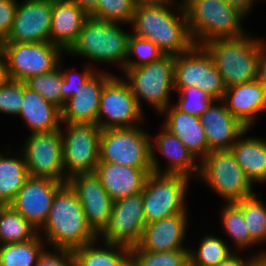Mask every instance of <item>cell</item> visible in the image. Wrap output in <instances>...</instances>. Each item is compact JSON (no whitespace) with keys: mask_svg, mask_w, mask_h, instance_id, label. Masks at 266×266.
I'll return each mask as SVG.
<instances>
[{"mask_svg":"<svg viewBox=\"0 0 266 266\" xmlns=\"http://www.w3.org/2000/svg\"><path fill=\"white\" fill-rule=\"evenodd\" d=\"M171 6L175 9L172 10ZM175 11H178L177 14ZM131 24V33L151 40L164 55L176 56L189 51L195 45L188 30L181 0L137 5Z\"/></svg>","mask_w":266,"mask_h":266,"instance_id":"1","label":"cell"},{"mask_svg":"<svg viewBox=\"0 0 266 266\" xmlns=\"http://www.w3.org/2000/svg\"><path fill=\"white\" fill-rule=\"evenodd\" d=\"M38 231L53 248L75 250L94 241L98 235L89 226L75 190L65 183L56 193L49 216ZM44 237V238H43Z\"/></svg>","mask_w":266,"mask_h":266,"instance_id":"2","label":"cell"},{"mask_svg":"<svg viewBox=\"0 0 266 266\" xmlns=\"http://www.w3.org/2000/svg\"><path fill=\"white\" fill-rule=\"evenodd\" d=\"M190 36L195 45L215 38H237L246 34V16L225 0H182Z\"/></svg>","mask_w":266,"mask_h":266,"instance_id":"3","label":"cell"},{"mask_svg":"<svg viewBox=\"0 0 266 266\" xmlns=\"http://www.w3.org/2000/svg\"><path fill=\"white\" fill-rule=\"evenodd\" d=\"M201 46L213 59L226 88L257 80L260 38L246 33L237 38H215Z\"/></svg>","mask_w":266,"mask_h":266,"instance_id":"4","label":"cell"},{"mask_svg":"<svg viewBox=\"0 0 266 266\" xmlns=\"http://www.w3.org/2000/svg\"><path fill=\"white\" fill-rule=\"evenodd\" d=\"M120 25L122 26L120 23L89 17L84 22L76 42L66 53L83 56L95 63H114L123 71L131 30L124 31Z\"/></svg>","mask_w":266,"mask_h":266,"instance_id":"5","label":"cell"},{"mask_svg":"<svg viewBox=\"0 0 266 266\" xmlns=\"http://www.w3.org/2000/svg\"><path fill=\"white\" fill-rule=\"evenodd\" d=\"M174 55H164L159 60L137 68H124L126 82L143 111L142 101L161 114L170 104L174 88Z\"/></svg>","mask_w":266,"mask_h":266,"instance_id":"6","label":"cell"},{"mask_svg":"<svg viewBox=\"0 0 266 266\" xmlns=\"http://www.w3.org/2000/svg\"><path fill=\"white\" fill-rule=\"evenodd\" d=\"M199 163L198 178L225 203L238 202L255 193L231 149L211 151Z\"/></svg>","mask_w":266,"mask_h":266,"instance_id":"7","label":"cell"},{"mask_svg":"<svg viewBox=\"0 0 266 266\" xmlns=\"http://www.w3.org/2000/svg\"><path fill=\"white\" fill-rule=\"evenodd\" d=\"M5 78L25 82L55 69L65 53L51 42L0 43Z\"/></svg>","mask_w":266,"mask_h":266,"instance_id":"8","label":"cell"},{"mask_svg":"<svg viewBox=\"0 0 266 266\" xmlns=\"http://www.w3.org/2000/svg\"><path fill=\"white\" fill-rule=\"evenodd\" d=\"M190 178L178 174L151 172L142 189L146 224L180 213H188L186 203Z\"/></svg>","mask_w":266,"mask_h":266,"instance_id":"9","label":"cell"},{"mask_svg":"<svg viewBox=\"0 0 266 266\" xmlns=\"http://www.w3.org/2000/svg\"><path fill=\"white\" fill-rule=\"evenodd\" d=\"M146 132L140 126L101 130L99 162L152 168L151 135Z\"/></svg>","mask_w":266,"mask_h":266,"instance_id":"10","label":"cell"},{"mask_svg":"<svg viewBox=\"0 0 266 266\" xmlns=\"http://www.w3.org/2000/svg\"><path fill=\"white\" fill-rule=\"evenodd\" d=\"M60 128L65 176L96 171L101 129L91 123H64ZM65 131V132H64Z\"/></svg>","mask_w":266,"mask_h":266,"instance_id":"11","label":"cell"},{"mask_svg":"<svg viewBox=\"0 0 266 266\" xmlns=\"http://www.w3.org/2000/svg\"><path fill=\"white\" fill-rule=\"evenodd\" d=\"M205 91L215 100H222L226 87L208 52L199 45L176 55L174 64V88L194 87Z\"/></svg>","mask_w":266,"mask_h":266,"instance_id":"12","label":"cell"},{"mask_svg":"<svg viewBox=\"0 0 266 266\" xmlns=\"http://www.w3.org/2000/svg\"><path fill=\"white\" fill-rule=\"evenodd\" d=\"M20 151L26 162L29 177L49 178L68 183L65 176L60 129L30 133Z\"/></svg>","mask_w":266,"mask_h":266,"instance_id":"13","label":"cell"},{"mask_svg":"<svg viewBox=\"0 0 266 266\" xmlns=\"http://www.w3.org/2000/svg\"><path fill=\"white\" fill-rule=\"evenodd\" d=\"M143 113L125 78L115 75L102 90L96 124L101 130L136 127Z\"/></svg>","mask_w":266,"mask_h":266,"instance_id":"14","label":"cell"},{"mask_svg":"<svg viewBox=\"0 0 266 266\" xmlns=\"http://www.w3.org/2000/svg\"><path fill=\"white\" fill-rule=\"evenodd\" d=\"M145 225L140 192L113 202L108 224L98 238L105 243L131 248L139 244Z\"/></svg>","mask_w":266,"mask_h":266,"instance_id":"15","label":"cell"},{"mask_svg":"<svg viewBox=\"0 0 266 266\" xmlns=\"http://www.w3.org/2000/svg\"><path fill=\"white\" fill-rule=\"evenodd\" d=\"M53 0L18 2L13 26L0 43L50 42Z\"/></svg>","mask_w":266,"mask_h":266,"instance_id":"16","label":"cell"},{"mask_svg":"<svg viewBox=\"0 0 266 266\" xmlns=\"http://www.w3.org/2000/svg\"><path fill=\"white\" fill-rule=\"evenodd\" d=\"M64 184L49 178L29 177L10 205L40 231L57 191Z\"/></svg>","mask_w":266,"mask_h":266,"instance_id":"17","label":"cell"},{"mask_svg":"<svg viewBox=\"0 0 266 266\" xmlns=\"http://www.w3.org/2000/svg\"><path fill=\"white\" fill-rule=\"evenodd\" d=\"M68 183L79 198L89 226L99 235L108 224L113 205L99 176L95 172L80 173L72 176Z\"/></svg>","mask_w":266,"mask_h":266,"instance_id":"18","label":"cell"},{"mask_svg":"<svg viewBox=\"0 0 266 266\" xmlns=\"http://www.w3.org/2000/svg\"><path fill=\"white\" fill-rule=\"evenodd\" d=\"M155 149L168 160L164 170L160 169L161 166ZM151 160L152 170L156 173L178 174L189 178L196 176L198 178L200 172V163H198L200 161L176 135L170 133L163 126L154 140L151 138Z\"/></svg>","mask_w":266,"mask_h":266,"instance_id":"19","label":"cell"},{"mask_svg":"<svg viewBox=\"0 0 266 266\" xmlns=\"http://www.w3.org/2000/svg\"><path fill=\"white\" fill-rule=\"evenodd\" d=\"M200 120L206 134L208 153L231 149L235 142L250 130L227 110L223 100H214L200 116Z\"/></svg>","mask_w":266,"mask_h":266,"instance_id":"20","label":"cell"},{"mask_svg":"<svg viewBox=\"0 0 266 266\" xmlns=\"http://www.w3.org/2000/svg\"><path fill=\"white\" fill-rule=\"evenodd\" d=\"M99 70L70 97L61 109L63 123H91L96 124L99 111L100 97L104 85L114 74Z\"/></svg>","mask_w":266,"mask_h":266,"instance_id":"21","label":"cell"},{"mask_svg":"<svg viewBox=\"0 0 266 266\" xmlns=\"http://www.w3.org/2000/svg\"><path fill=\"white\" fill-rule=\"evenodd\" d=\"M188 213H180L146 224L139 248L152 252L189 249L183 245L186 239Z\"/></svg>","mask_w":266,"mask_h":266,"instance_id":"22","label":"cell"},{"mask_svg":"<svg viewBox=\"0 0 266 266\" xmlns=\"http://www.w3.org/2000/svg\"><path fill=\"white\" fill-rule=\"evenodd\" d=\"M152 168H132L115 163L99 162L95 173L113 202L142 192Z\"/></svg>","mask_w":266,"mask_h":266,"instance_id":"23","label":"cell"},{"mask_svg":"<svg viewBox=\"0 0 266 266\" xmlns=\"http://www.w3.org/2000/svg\"><path fill=\"white\" fill-rule=\"evenodd\" d=\"M222 100L227 110L249 129L258 115L266 113V92L257 80L226 88Z\"/></svg>","mask_w":266,"mask_h":266,"instance_id":"24","label":"cell"},{"mask_svg":"<svg viewBox=\"0 0 266 266\" xmlns=\"http://www.w3.org/2000/svg\"><path fill=\"white\" fill-rule=\"evenodd\" d=\"M89 15L72 0H53L50 42L65 53L76 42Z\"/></svg>","mask_w":266,"mask_h":266,"instance_id":"25","label":"cell"},{"mask_svg":"<svg viewBox=\"0 0 266 266\" xmlns=\"http://www.w3.org/2000/svg\"><path fill=\"white\" fill-rule=\"evenodd\" d=\"M161 114H166L162 126L201 161L208 154V143L200 117L178 110L173 103Z\"/></svg>","mask_w":266,"mask_h":266,"instance_id":"26","label":"cell"},{"mask_svg":"<svg viewBox=\"0 0 266 266\" xmlns=\"http://www.w3.org/2000/svg\"><path fill=\"white\" fill-rule=\"evenodd\" d=\"M19 116L31 133L50 132L62 127L61 109L27 87L25 82H23V104Z\"/></svg>","mask_w":266,"mask_h":266,"instance_id":"27","label":"cell"},{"mask_svg":"<svg viewBox=\"0 0 266 266\" xmlns=\"http://www.w3.org/2000/svg\"><path fill=\"white\" fill-rule=\"evenodd\" d=\"M247 132L235 142L231 150L253 185L266 183V139L247 137Z\"/></svg>","mask_w":266,"mask_h":266,"instance_id":"28","label":"cell"},{"mask_svg":"<svg viewBox=\"0 0 266 266\" xmlns=\"http://www.w3.org/2000/svg\"><path fill=\"white\" fill-rule=\"evenodd\" d=\"M94 241L73 250L74 266H130V248Z\"/></svg>","mask_w":266,"mask_h":266,"instance_id":"29","label":"cell"},{"mask_svg":"<svg viewBox=\"0 0 266 266\" xmlns=\"http://www.w3.org/2000/svg\"><path fill=\"white\" fill-rule=\"evenodd\" d=\"M20 157H7L0 152V205H10L29 178L22 152Z\"/></svg>","mask_w":266,"mask_h":266,"instance_id":"30","label":"cell"},{"mask_svg":"<svg viewBox=\"0 0 266 266\" xmlns=\"http://www.w3.org/2000/svg\"><path fill=\"white\" fill-rule=\"evenodd\" d=\"M38 230L11 205H0V245L32 240Z\"/></svg>","mask_w":266,"mask_h":266,"instance_id":"31","label":"cell"},{"mask_svg":"<svg viewBox=\"0 0 266 266\" xmlns=\"http://www.w3.org/2000/svg\"><path fill=\"white\" fill-rule=\"evenodd\" d=\"M42 240L38 233L26 242L0 245V266H35L45 249L46 242Z\"/></svg>","mask_w":266,"mask_h":266,"instance_id":"32","label":"cell"},{"mask_svg":"<svg viewBox=\"0 0 266 266\" xmlns=\"http://www.w3.org/2000/svg\"><path fill=\"white\" fill-rule=\"evenodd\" d=\"M220 214H222L221 223L226 235L237 247L234 249L242 252V250L258 245L251 238L241 207L236 202L225 203Z\"/></svg>","mask_w":266,"mask_h":266,"instance_id":"33","label":"cell"},{"mask_svg":"<svg viewBox=\"0 0 266 266\" xmlns=\"http://www.w3.org/2000/svg\"><path fill=\"white\" fill-rule=\"evenodd\" d=\"M203 237L196 251L189 248V257L195 266H217L237 252L220 237L210 234Z\"/></svg>","mask_w":266,"mask_h":266,"instance_id":"34","label":"cell"},{"mask_svg":"<svg viewBox=\"0 0 266 266\" xmlns=\"http://www.w3.org/2000/svg\"><path fill=\"white\" fill-rule=\"evenodd\" d=\"M256 193L236 202L243 212L251 238L259 245L266 242V205Z\"/></svg>","mask_w":266,"mask_h":266,"instance_id":"35","label":"cell"},{"mask_svg":"<svg viewBox=\"0 0 266 266\" xmlns=\"http://www.w3.org/2000/svg\"><path fill=\"white\" fill-rule=\"evenodd\" d=\"M62 80L63 77L58 64V66L50 72L30 77L25 81V84L31 90L42 95L45 100L62 109L66 103L61 92Z\"/></svg>","mask_w":266,"mask_h":266,"instance_id":"36","label":"cell"},{"mask_svg":"<svg viewBox=\"0 0 266 266\" xmlns=\"http://www.w3.org/2000/svg\"><path fill=\"white\" fill-rule=\"evenodd\" d=\"M188 257L189 249L152 252L138 246L130 248V266H179Z\"/></svg>","mask_w":266,"mask_h":266,"instance_id":"37","label":"cell"},{"mask_svg":"<svg viewBox=\"0 0 266 266\" xmlns=\"http://www.w3.org/2000/svg\"><path fill=\"white\" fill-rule=\"evenodd\" d=\"M137 4L134 0H99L89 17L113 23H129L133 20Z\"/></svg>","mask_w":266,"mask_h":266,"instance_id":"38","label":"cell"},{"mask_svg":"<svg viewBox=\"0 0 266 266\" xmlns=\"http://www.w3.org/2000/svg\"><path fill=\"white\" fill-rule=\"evenodd\" d=\"M135 56L137 59L132 58ZM164 53L151 40L143 39L130 34L128 41V54L124 68H137L159 60Z\"/></svg>","mask_w":266,"mask_h":266,"instance_id":"39","label":"cell"},{"mask_svg":"<svg viewBox=\"0 0 266 266\" xmlns=\"http://www.w3.org/2000/svg\"><path fill=\"white\" fill-rule=\"evenodd\" d=\"M178 90L179 101L174 105L178 110L200 117L215 100L205 91L194 87Z\"/></svg>","mask_w":266,"mask_h":266,"instance_id":"40","label":"cell"},{"mask_svg":"<svg viewBox=\"0 0 266 266\" xmlns=\"http://www.w3.org/2000/svg\"><path fill=\"white\" fill-rule=\"evenodd\" d=\"M23 104V82L4 78L0 83V112L19 115Z\"/></svg>","mask_w":266,"mask_h":266,"instance_id":"41","label":"cell"},{"mask_svg":"<svg viewBox=\"0 0 266 266\" xmlns=\"http://www.w3.org/2000/svg\"><path fill=\"white\" fill-rule=\"evenodd\" d=\"M63 59L59 61V68L62 73V84H61V92L62 97L67 101L70 97L77 94L79 88L82 86L98 71L95 67H91L89 65L84 66V70L80 73H76L75 68L71 70H63ZM94 68V69H93Z\"/></svg>","mask_w":266,"mask_h":266,"instance_id":"42","label":"cell"},{"mask_svg":"<svg viewBox=\"0 0 266 266\" xmlns=\"http://www.w3.org/2000/svg\"><path fill=\"white\" fill-rule=\"evenodd\" d=\"M35 266H74L73 251L59 248H55V251H47L45 248Z\"/></svg>","mask_w":266,"mask_h":266,"instance_id":"43","label":"cell"},{"mask_svg":"<svg viewBox=\"0 0 266 266\" xmlns=\"http://www.w3.org/2000/svg\"><path fill=\"white\" fill-rule=\"evenodd\" d=\"M17 0H0V42L9 35L16 13Z\"/></svg>","mask_w":266,"mask_h":266,"instance_id":"44","label":"cell"},{"mask_svg":"<svg viewBox=\"0 0 266 266\" xmlns=\"http://www.w3.org/2000/svg\"><path fill=\"white\" fill-rule=\"evenodd\" d=\"M260 39V52L257 63V81L261 84L266 92V45L265 42Z\"/></svg>","mask_w":266,"mask_h":266,"instance_id":"45","label":"cell"},{"mask_svg":"<svg viewBox=\"0 0 266 266\" xmlns=\"http://www.w3.org/2000/svg\"><path fill=\"white\" fill-rule=\"evenodd\" d=\"M266 251L264 250L256 254H252L249 259H245L239 255L238 252H235L232 256H230L226 261L221 262L217 266H249L250 262L255 258V257H262Z\"/></svg>","mask_w":266,"mask_h":266,"instance_id":"46","label":"cell"},{"mask_svg":"<svg viewBox=\"0 0 266 266\" xmlns=\"http://www.w3.org/2000/svg\"><path fill=\"white\" fill-rule=\"evenodd\" d=\"M230 6L237 8L245 16L252 10L255 0H225Z\"/></svg>","mask_w":266,"mask_h":266,"instance_id":"47","label":"cell"},{"mask_svg":"<svg viewBox=\"0 0 266 266\" xmlns=\"http://www.w3.org/2000/svg\"><path fill=\"white\" fill-rule=\"evenodd\" d=\"M76 2L88 15L96 8L99 0H72Z\"/></svg>","mask_w":266,"mask_h":266,"instance_id":"48","label":"cell"},{"mask_svg":"<svg viewBox=\"0 0 266 266\" xmlns=\"http://www.w3.org/2000/svg\"><path fill=\"white\" fill-rule=\"evenodd\" d=\"M249 266H266V260L263 257H255Z\"/></svg>","mask_w":266,"mask_h":266,"instance_id":"49","label":"cell"},{"mask_svg":"<svg viewBox=\"0 0 266 266\" xmlns=\"http://www.w3.org/2000/svg\"><path fill=\"white\" fill-rule=\"evenodd\" d=\"M5 74H4V60L3 56L0 52V83L4 80Z\"/></svg>","mask_w":266,"mask_h":266,"instance_id":"50","label":"cell"},{"mask_svg":"<svg viewBox=\"0 0 266 266\" xmlns=\"http://www.w3.org/2000/svg\"><path fill=\"white\" fill-rule=\"evenodd\" d=\"M161 1H164V0H134V2L137 5H140V4H154V3H159Z\"/></svg>","mask_w":266,"mask_h":266,"instance_id":"51","label":"cell"},{"mask_svg":"<svg viewBox=\"0 0 266 266\" xmlns=\"http://www.w3.org/2000/svg\"><path fill=\"white\" fill-rule=\"evenodd\" d=\"M179 266H195L190 257H188L185 261H183Z\"/></svg>","mask_w":266,"mask_h":266,"instance_id":"52","label":"cell"},{"mask_svg":"<svg viewBox=\"0 0 266 266\" xmlns=\"http://www.w3.org/2000/svg\"><path fill=\"white\" fill-rule=\"evenodd\" d=\"M262 257L266 260V253Z\"/></svg>","mask_w":266,"mask_h":266,"instance_id":"53","label":"cell"}]
</instances>
